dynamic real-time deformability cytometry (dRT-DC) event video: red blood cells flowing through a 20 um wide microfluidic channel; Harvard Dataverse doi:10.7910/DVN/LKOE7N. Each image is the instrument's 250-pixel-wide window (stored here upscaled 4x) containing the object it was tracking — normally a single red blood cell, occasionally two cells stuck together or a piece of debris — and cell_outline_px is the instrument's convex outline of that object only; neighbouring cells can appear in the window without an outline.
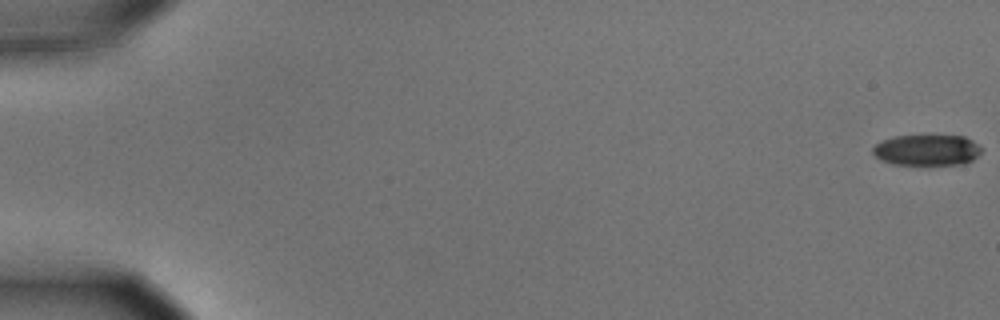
{"species": "common noctule bat (a hibernating species)", "species_latin": "Nyctalus noctula", "temperature_condition": "cold", "stored_images_in_passage": 16, "camera_frame_rate_fps": 3000, "um_per_image_px": 0.085, "animal": {"sex": "male", "body_mass_g": 15.6}, "frame": {"image": 1, "passage_image": 1, "time_ms": 0.0, "image_size_px": [1000, 320], "cell_outline_px": [[980, 152], [972, 160], [964, 164], [892, 164], [876, 156], [872, 152], [872, 148], [876, 144], [884, 140], [896, 136], [924, 132], [964, 136], [972, 140], [980, 148]], "centroid_in_image_um": [78.79, 12.69], "position_along_channel_um": 6.2, "area_um2": 20.11}}
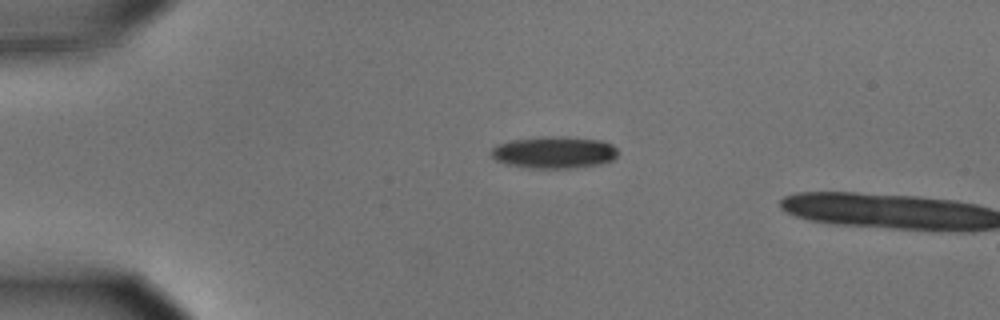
{"frame": {"image": 2, "passage_image": 14, "time_ms": 4.333, "image_size_px": [1000, 320], "cell_outline_px": [[616, 156], [612, 160], [604, 164], [572, 168], [528, 168], [504, 164], [496, 160], [488, 152], [496, 144], [512, 140], [544, 136], [568, 136], [604, 140], [612, 144], [616, 148]], "centroid_in_image_um": [47.09, 12.94], "position_along_channel_um": 37.9, "area_um2": 24.1}}